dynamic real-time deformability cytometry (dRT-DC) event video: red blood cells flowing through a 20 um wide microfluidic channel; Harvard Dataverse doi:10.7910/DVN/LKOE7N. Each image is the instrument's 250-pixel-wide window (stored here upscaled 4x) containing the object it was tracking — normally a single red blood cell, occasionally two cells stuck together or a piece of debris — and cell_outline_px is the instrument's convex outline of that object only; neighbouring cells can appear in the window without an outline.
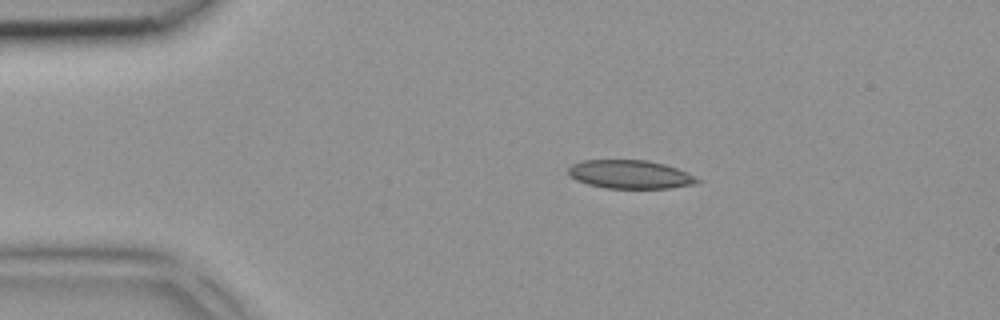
{"species": "common noctule bat (a hibernating species)", "species_latin": "Nyctalus noctula", "temperature_condition": "room temperature", "stored_images_in_passage": 3, "camera_frame_rate_fps": 3000, "um_per_image_px": 0.085, "animal": {"sex": "female", "body_mass_g": 18.4}, "frame": {"image": 1, "passage_image": 2, "time_ms": 0.333, "image_size_px": [1000, 320], "cell_outline_px": [[704, 180], [696, 184], [672, 188], [604, 188], [588, 184], [576, 180], [568, 172], [568, 168], [572, 164], [580, 160], [648, 160], [664, 164], [688, 172]], "centroid_in_image_um": [53.61, 14.82], "position_along_channel_um": 31.4, "area_um2": 21.62}}